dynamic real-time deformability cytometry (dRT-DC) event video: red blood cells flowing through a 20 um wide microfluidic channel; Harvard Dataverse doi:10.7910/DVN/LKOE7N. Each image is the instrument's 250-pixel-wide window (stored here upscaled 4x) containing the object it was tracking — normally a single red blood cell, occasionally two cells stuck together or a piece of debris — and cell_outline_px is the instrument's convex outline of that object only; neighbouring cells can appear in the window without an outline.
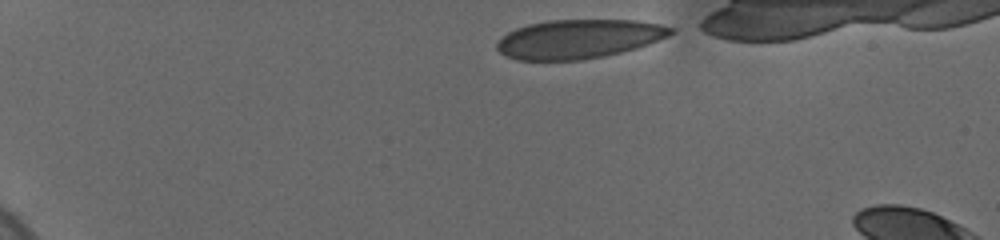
{"species": "human", "species_latin": "Homo sapiens", "temperature_condition": "cold", "stored_images_in_passage": 7, "camera_frame_rate_fps": 3000, "um_per_image_px": 0.085, "donor": {"sex": "female"}, "frame": {"image": 1, "passage_image": 1, "time_ms": 0.0, "image_size_px": [1000, 240], "cell_outline_px": [[676, 32], [668, 36], [648, 44], [636, 48], [604, 56], [580, 60], [516, 60], [504, 56], [496, 48], [496, 44], [508, 32], [516, 28], [528, 24], [548, 20], [636, 20], [660, 24], [676, 28]], "centroid_in_image_um": [49.2, 3.31], "position_along_channel_um": 35.8, "area_um2": 39.59}}
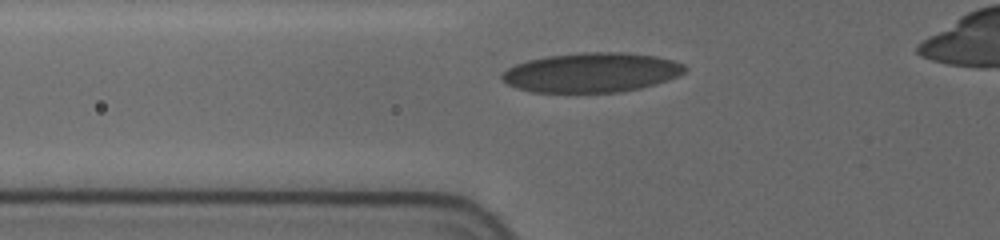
{"frame": {"image": 2, "passage_image": 6, "time_ms": 3.333, "image_size_px": [1000, 240], "cell_outline_px": [[688, 68], [684, 72], [668, 80], [640, 88], [620, 92], [532, 92], [516, 88], [500, 80], [500, 72], [516, 64], [528, 60], [548, 56], [584, 52], [624, 52], [656, 56], [672, 60], [684, 64]], "centroid_in_image_um": [50.25, 6.16], "position_along_channel_um": 75.5, "area_um2": 42.25}}